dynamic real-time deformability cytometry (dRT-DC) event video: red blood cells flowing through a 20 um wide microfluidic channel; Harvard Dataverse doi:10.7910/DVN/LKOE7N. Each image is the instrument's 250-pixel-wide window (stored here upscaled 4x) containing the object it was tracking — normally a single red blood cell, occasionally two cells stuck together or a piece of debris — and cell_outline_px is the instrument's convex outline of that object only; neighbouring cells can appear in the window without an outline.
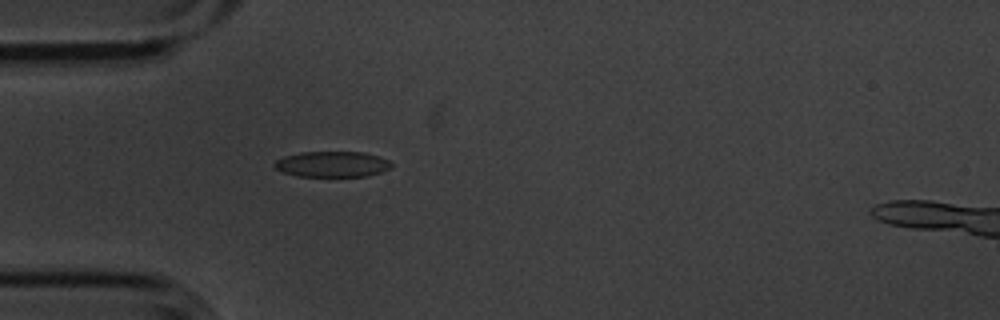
{"species": "common noctule bat (a hibernating species)", "species_latin": "Nyctalus noctula", "temperature_condition": "cold", "stored_images_in_passage": 5, "camera_frame_rate_fps": 3000, "um_per_image_px": 0.085, "animal": {"sex": "male", "body_mass_g": 20.1, "forearm_length_mm": 53.5}, "frame": {"image": 1, "passage_image": 5, "time_ms": 1.333, "image_size_px": [1000, 320], "cell_outline_px": [[392, 168], [368, 176], [296, 176], [284, 172], [276, 168], [272, 164], [276, 160], [284, 156], [300, 152], [360, 152], [376, 156], [388, 160], [392, 164]], "centroid_in_image_um": [28.22, 13.96], "position_along_channel_um": 56.8, "area_um2": 17.4}}